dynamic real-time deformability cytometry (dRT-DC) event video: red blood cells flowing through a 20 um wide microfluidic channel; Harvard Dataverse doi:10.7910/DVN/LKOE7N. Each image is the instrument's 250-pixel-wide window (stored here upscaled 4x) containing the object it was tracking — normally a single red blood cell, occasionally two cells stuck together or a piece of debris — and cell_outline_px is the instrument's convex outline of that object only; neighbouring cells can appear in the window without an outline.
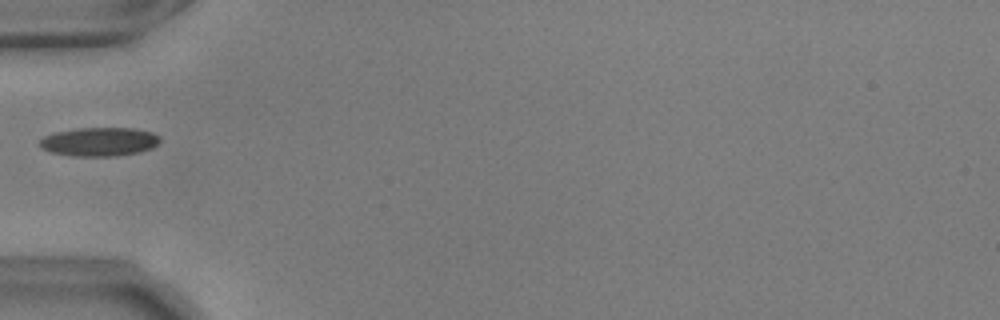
{"species": "common noctule bat (a hibernating species)", "species_latin": "Nyctalus noctula", "temperature_condition": "warm", "stored_images_in_passage": 35, "camera_frame_rate_fps": 3000, "um_per_image_px": 0.085, "animal": {"sex": "male", "body_mass_g": 17.9, "forearm_length_mm": 54.2}, "frame": {"image": 1, "passage_image": 1, "time_ms": 0.0, "image_size_px": [1000, 320], "cell_outline_px": [[160, 140], [152, 148], [136, 152], [112, 156], [72, 156], [52, 152], [40, 148], [36, 144], [44, 136], [56, 132], [76, 128], [132, 128], [152, 132], [160, 136]], "centroid_in_image_um": [8.39, 12.04], "position_along_channel_um": 76.6, "area_um2": 20.11}}
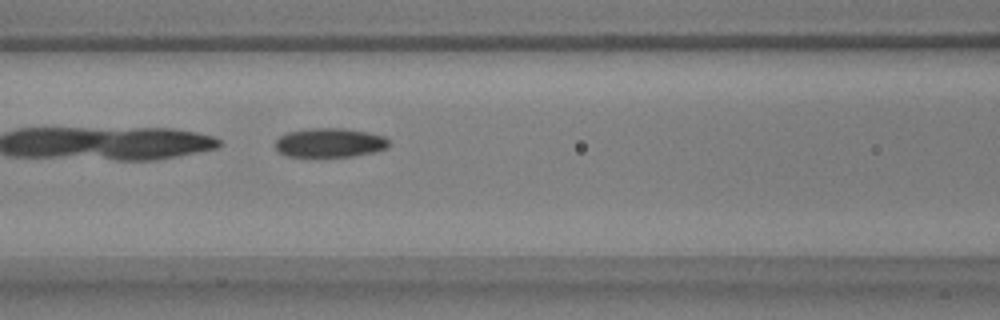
{"frame": {"image": 2, "passage_image": 6, "time_ms": 1.667, "image_size_px": [1000, 320], "cell_outline_px": [[392, 144], [388, 148], [376, 152], [352, 156], [288, 156], [280, 152], [276, 148], [276, 140], [280, 136], [288, 132], [308, 128], [344, 128], [368, 132], [384, 136]], "centroid_in_image_um": [28.09, 12.12], "position_along_channel_um": 138.5, "area_um2": 19.36}}
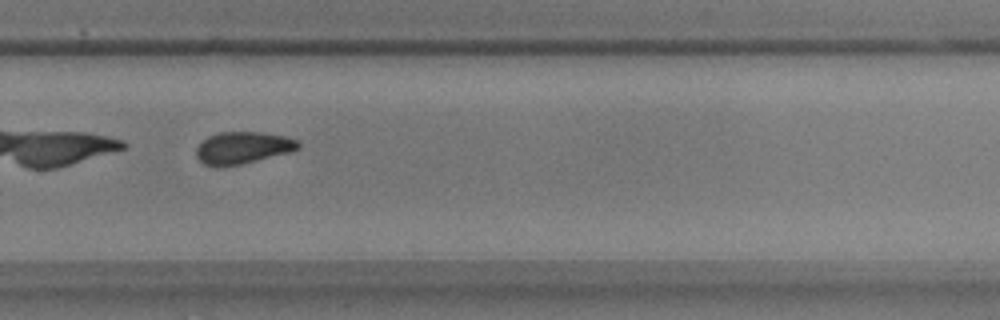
{"frame": {"image": 3, "passage_image": 20, "time_ms": 6.333, "image_size_px": [1000, 320], "cell_outline_px": [[300, 148], [292, 152], [240, 164], [220, 168], [216, 168], [204, 164], [196, 156], [196, 148], [208, 136], [220, 132], [264, 132], [284, 136], [300, 140]], "centroid_in_image_um": [20.66, 12.57], "position_along_channel_um": 309.1, "area_um2": 19.31}}